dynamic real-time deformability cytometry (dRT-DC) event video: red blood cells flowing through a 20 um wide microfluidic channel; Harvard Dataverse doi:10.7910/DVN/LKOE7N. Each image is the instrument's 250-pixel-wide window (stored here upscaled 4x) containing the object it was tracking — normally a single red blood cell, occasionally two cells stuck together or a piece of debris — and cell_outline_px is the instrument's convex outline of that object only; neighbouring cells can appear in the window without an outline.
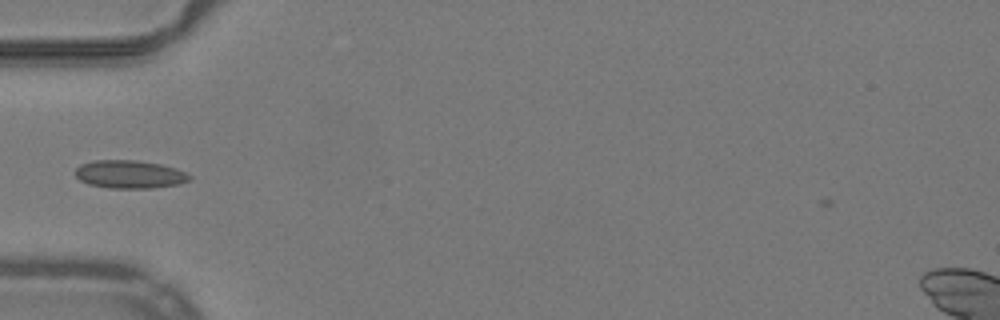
{"species": "common noctule bat (a hibernating species)", "species_latin": "Nyctalus noctula", "temperature_condition": "warm", "stored_images_in_passage": 36, "camera_frame_rate_fps": 3000, "um_per_image_px": 0.085, "animal": {"sex": "male", "body_mass_g": 19.2, "forearm_length_mm": 51.8}, "frame": {"image": 1, "passage_image": 2, "time_ms": 0.333, "image_size_px": [1000, 320], "cell_outline_px": [[192, 180], [180, 184], [152, 188], [108, 188], [88, 184], [80, 180], [76, 176], [76, 168], [80, 164], [92, 160], [136, 160], [160, 164], [176, 168], [192, 176]], "centroid_in_image_um": [11.03, 14.82], "position_along_channel_um": 74.0, "area_um2": 18.84}}
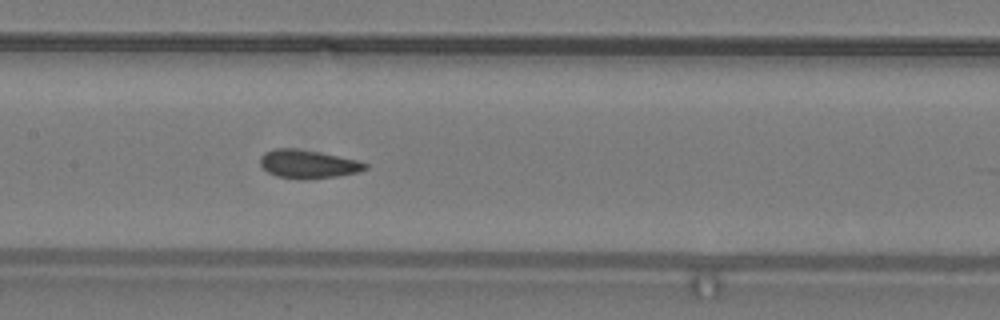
{"frame": {"image": 2, "passage_image": 10, "time_ms": 3.0, "image_size_px": [1000, 320], "cell_outline_px": [[368, 168], [360, 172], [340, 176], [276, 176], [268, 172], [260, 164], [260, 156], [264, 152], [276, 148], [296, 148], [356, 160], [368, 164]], "centroid_in_image_um": [26.18, 13.9], "position_along_channel_um": 181.2, "area_um2": 16.47}}
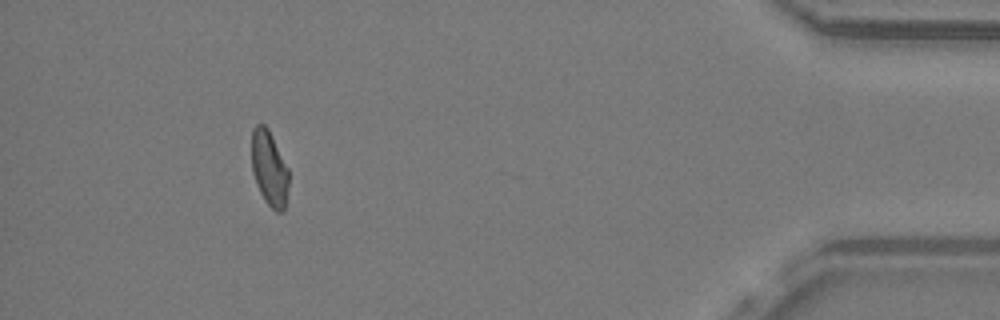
{"frame": {"image": 3, "passage_image": 32, "time_ms": 10.333, "image_size_px": [1000, 320], "cell_outline_px": [[288, 188], [284, 212], [276, 212], [264, 200], [256, 184], [252, 172], [252, 128], [256, 124], [264, 124], [268, 128], [288, 168]], "centroid_in_image_um": [22.88, 14.32], "position_along_channel_um": 412.3, "area_um2": 16.3}, "authors_computed_cell_mechanics": {"area_um2": 16.9354, "velocity_mm_per_s": 3.9803, "shape_relaxation_time_tau1_ms": null, "shape_relaxation_time_tau2_ms": 1.5877, "deformation_change_tau1": null, "deformation_change_tau2": 0.073}}